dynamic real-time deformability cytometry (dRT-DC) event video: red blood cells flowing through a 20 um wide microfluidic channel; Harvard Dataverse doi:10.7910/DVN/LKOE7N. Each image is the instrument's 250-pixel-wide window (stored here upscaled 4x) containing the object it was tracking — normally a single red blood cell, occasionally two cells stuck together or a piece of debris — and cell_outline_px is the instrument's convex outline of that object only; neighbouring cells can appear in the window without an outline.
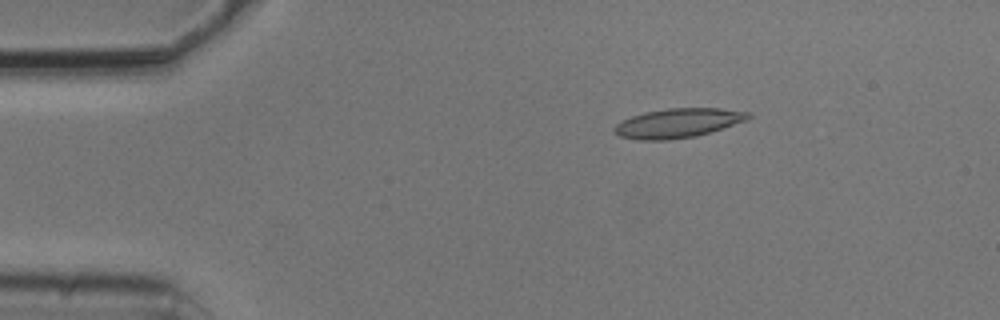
{"species": "common noctule bat (a hibernating species)", "species_latin": "Nyctalus noctula", "temperature_condition": "cold", "stored_images_in_passage": 3, "camera_frame_rate_fps": 3000, "um_per_image_px": 0.085, "animal": {"sex": "male", "body_mass_g": 20.5, "forearm_length_mm": 52.5}, "frame": {"image": 1, "passage_image": 1, "time_ms": 0.0, "image_size_px": [1000, 320], "cell_outline_px": [[752, 116], [748, 120], [696, 136], [668, 140], [636, 140], [620, 136], [612, 128], [616, 124], [632, 116], [644, 112], [668, 108], [720, 108], [748, 112]], "centroid_in_image_um": [57.63, 10.46], "position_along_channel_um": 27.4, "area_um2": 22.77}}
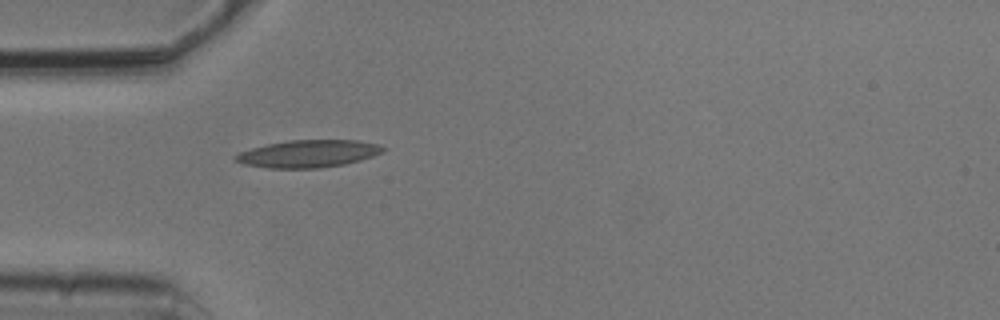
{"frame": {"image": 2, "passage_image": 3, "time_ms": 0.667, "image_size_px": [1000, 320], "cell_outline_px": [[388, 148], [384, 152], [360, 160], [344, 164], [320, 168], [268, 168], [244, 164], [236, 160], [232, 156], [240, 152], [252, 148], [268, 144], [288, 140], [356, 140], [376, 144]], "centroid_in_image_um": [26.22, 13.06], "position_along_channel_um": 58.8, "area_um2": 23.47}}